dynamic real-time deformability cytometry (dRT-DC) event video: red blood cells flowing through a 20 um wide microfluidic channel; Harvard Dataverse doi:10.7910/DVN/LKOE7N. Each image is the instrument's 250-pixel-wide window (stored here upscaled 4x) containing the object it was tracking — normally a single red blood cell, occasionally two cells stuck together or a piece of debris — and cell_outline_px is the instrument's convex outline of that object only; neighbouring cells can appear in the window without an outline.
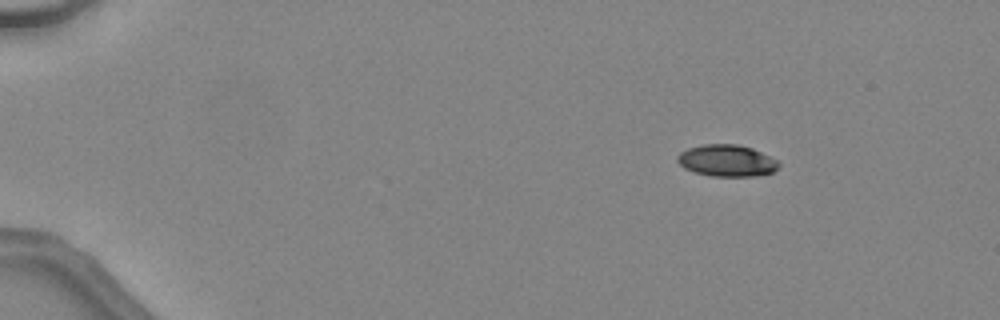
{"species": "common noctule bat (a hibernating species)", "species_latin": "Nyctalus noctula", "temperature_condition": "warm", "stored_images_in_passage": 47, "camera_frame_rate_fps": 3000, "um_per_image_px": 0.085, "animal": {"sex": "female", "body_mass_g": 24.6, "forearm_length_mm": 56.2}, "frame": {"image": 1, "passage_image": 7, "time_ms": 2.0, "image_size_px": [1000, 320], "cell_outline_px": [[780, 164], [772, 172], [752, 176], [712, 176], [696, 172], [684, 168], [676, 160], [676, 156], [680, 152], [688, 148], [704, 144], [736, 144], [752, 148], [776, 160]], "centroid_in_image_um": [61.73, 13.64], "position_along_channel_um": 23.3, "area_um2": 18.5}}
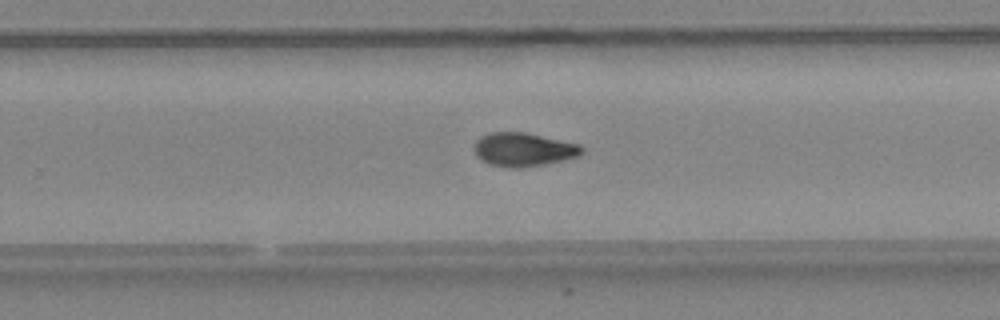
{"frame": {"image": 2, "passage_image": 32, "time_ms": 10.333, "image_size_px": [1000, 320], "cell_outline_px": [[584, 152], [580, 156], [564, 160], [524, 168], [508, 168], [488, 164], [480, 160], [476, 156], [476, 140], [480, 136], [492, 132], [524, 132], [580, 144], [584, 148]], "centroid_in_image_um": [44.52, 12.72], "position_along_channel_um": 285.3, "area_um2": 21.27}}
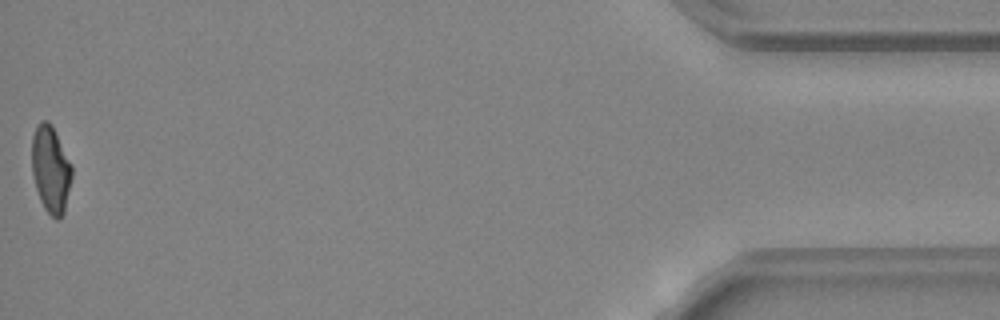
{"frame": {"image": 3, "passage_image": 47, "time_ms": 15.333, "image_size_px": [1000, 320], "cell_outline_px": [[72, 176], [64, 212], [60, 220], [56, 220], [44, 208], [40, 200], [36, 188], [32, 172], [32, 136], [36, 124], [40, 120], [48, 120], [52, 124], [72, 164]], "centroid_in_image_um": [4.31, 14.36], "position_along_channel_um": 430.9, "area_um2": 20.52}, "authors_computed_cell_mechanics": {"area_um2": 20.519, "velocity_mm_per_s": 4.5611, "shape_relaxation_time_tau1_ms": 6.2289, "shape_relaxation_time_tau2_ms": 10.5267, "deformation_change_tau1": 0.1984, "deformation_change_tau2": 0.2005}}